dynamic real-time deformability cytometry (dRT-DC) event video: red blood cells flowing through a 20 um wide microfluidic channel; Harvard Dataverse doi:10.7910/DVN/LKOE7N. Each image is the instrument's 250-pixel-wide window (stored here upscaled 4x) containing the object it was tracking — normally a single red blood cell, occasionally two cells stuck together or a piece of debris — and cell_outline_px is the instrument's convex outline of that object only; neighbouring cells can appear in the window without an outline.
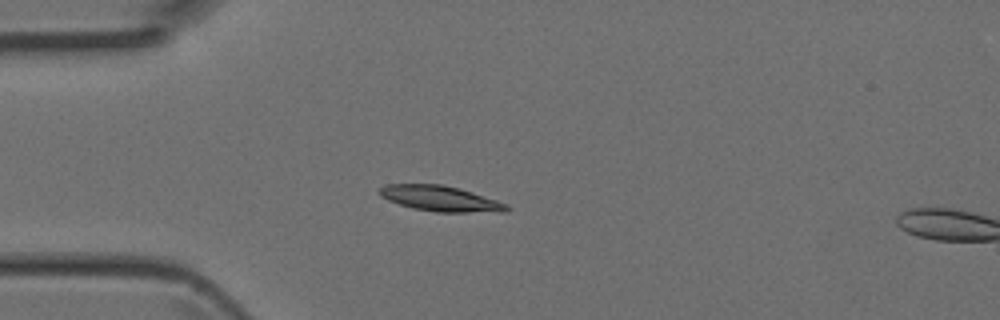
{"species": "Egyptian fruit bat (a non-hibernating species)", "species_latin": "Rousettus aegyptiacus", "temperature_condition": "room temperature", "stored_images_in_passage": 4, "camera_frame_rate_fps": 3000, "um_per_image_px": 0.085, "animal": {"sex": "female"}, "frame": {"image": 1, "passage_image": 4, "time_ms": 1.0, "image_size_px": [1000, 320], "cell_outline_px": [[512, 208], [508, 212], [436, 212], [412, 208], [388, 200], [380, 196], [376, 192], [380, 188], [388, 184], [444, 184], [460, 188], [508, 204]], "centroid_in_image_um": [37.46, 16.88], "position_along_channel_um": 47.5, "area_um2": 19.07}}